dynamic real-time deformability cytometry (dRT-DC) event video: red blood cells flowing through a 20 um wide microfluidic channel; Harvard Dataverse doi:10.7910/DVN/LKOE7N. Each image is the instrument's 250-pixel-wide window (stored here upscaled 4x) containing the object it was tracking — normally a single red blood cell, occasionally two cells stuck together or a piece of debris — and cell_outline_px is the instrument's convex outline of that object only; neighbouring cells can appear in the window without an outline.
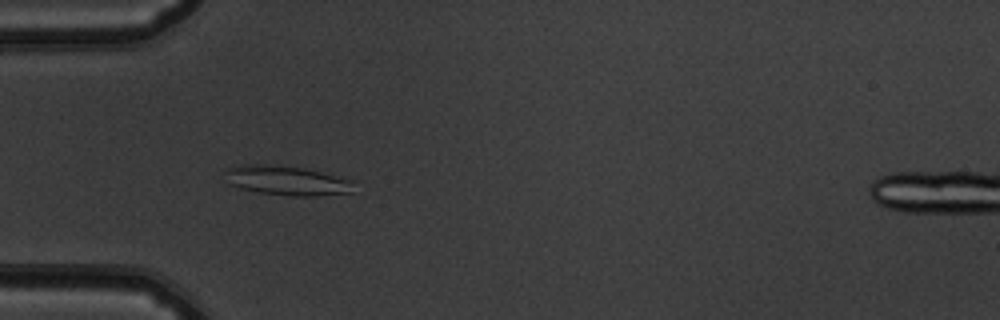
{"species": "common noctule bat (a hibernating species)", "species_latin": "Nyctalus noctula", "temperature_condition": "warm", "stored_images_in_passage": 53, "camera_frame_rate_fps": 3000, "um_per_image_px": 0.085, "animal": {"sex": "male", "body_mass_g": 19.5, "forearm_length_mm": 54.6}, "frame": {"image": 1, "passage_image": 17, "time_ms": 5.333, "image_size_px": [1000, 320], "cell_outline_px": [[352, 192], [316, 196], [288, 196], [256, 192], [240, 188], [228, 184], [224, 172], [228, 168], [248, 164], [264, 164], [304, 168], [352, 180]], "centroid_in_image_um": [24.33, 15.36], "position_along_channel_um": 60.7, "area_um2": 22.02}}
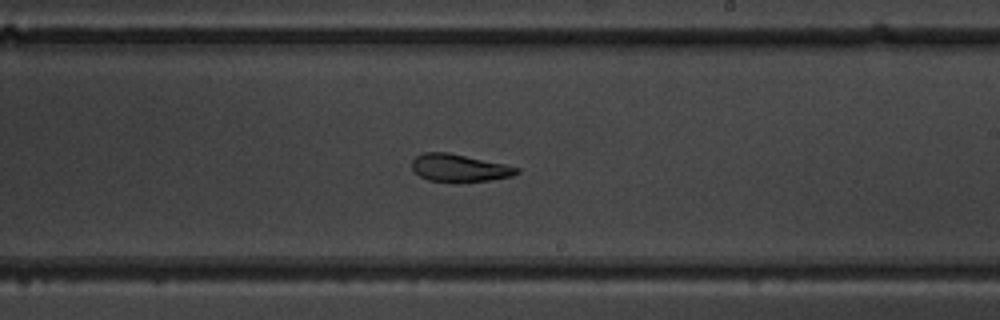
{"frame": {"image": 2, "passage_image": 32, "time_ms": 10.333, "image_size_px": [1000, 320], "cell_outline_px": [[520, 172], [512, 176], [488, 180], [428, 180], [420, 176], [412, 168], [412, 160], [416, 156], [424, 152], [448, 152], [504, 164], [520, 168]], "centroid_in_image_um": [39.04, 14.24], "position_along_channel_um": 250.0, "area_um2": 16.24}}
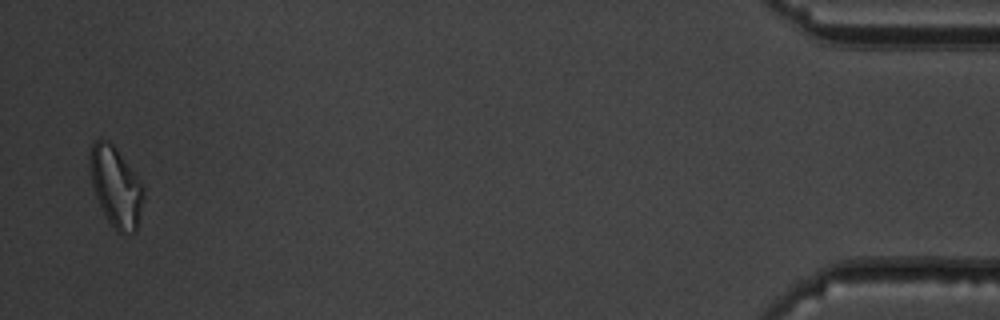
{"frame": {"image": 3, "passage_image": 52, "time_ms": 17.0, "image_size_px": [1000, 320], "cell_outline_px": [[144, 196], [136, 232], [124, 236], [116, 232], [108, 220], [96, 196], [92, 184], [88, 160], [88, 152], [92, 144], [100, 136], [108, 140], [116, 148], [140, 180], [144, 188]], "centroid_in_image_um": [9.84, 15.87], "position_along_channel_um": 425.4, "area_um2": 25.32}, "authors_computed_cell_mechanics": {"area_um2": 20.1144, "velocity_mm_per_s": 3.8592, "shape_relaxation_time_tau1_ms": 6.1349, "shape_relaxation_time_tau2_ms": 3.2472, "deformation_change_tau1": 0.1397, "deformation_change_tau2": 0.0987}}